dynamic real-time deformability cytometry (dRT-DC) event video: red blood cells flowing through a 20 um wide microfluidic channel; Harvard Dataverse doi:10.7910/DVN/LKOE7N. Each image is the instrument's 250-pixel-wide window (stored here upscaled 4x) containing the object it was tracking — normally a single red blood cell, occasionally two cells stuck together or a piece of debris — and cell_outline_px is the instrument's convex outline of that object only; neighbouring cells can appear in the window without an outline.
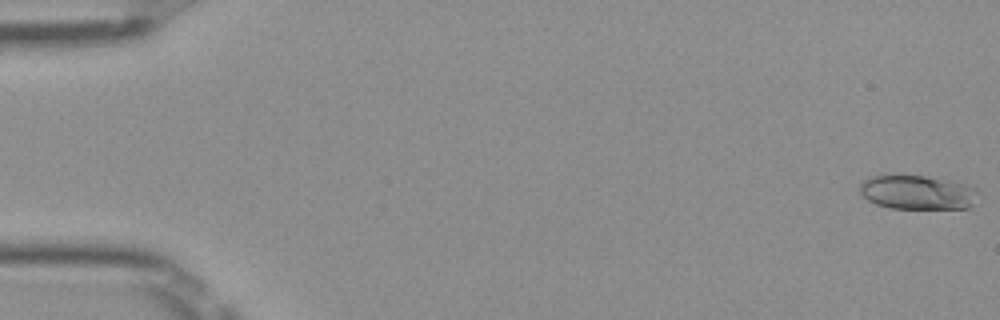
{"species": "Egyptian fruit bat (a non-hibernating species)", "species_latin": "Rousettus aegyptiacus", "temperature_condition": "room temperature", "stored_images_in_passage": 51, "camera_frame_rate_fps": 3000, "um_per_image_px": 0.085, "frame": {"image": 1, "passage_image": 1, "time_ms": 0.0, "image_size_px": [1000, 320], "cell_outline_px": [[976, 188], [968, 208], [888, 208], [876, 204], [868, 200], [860, 192], [860, 184], [868, 176], [924, 176], [960, 180]], "centroid_in_image_um": [77.95, 16.33], "position_along_channel_um": 7.0, "area_um2": 23.35}}
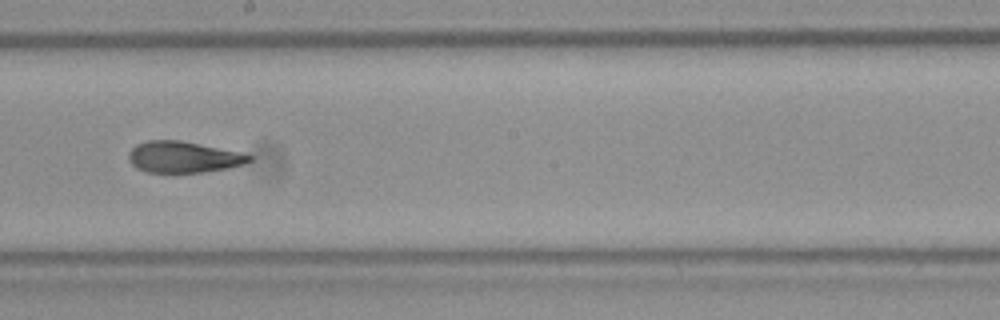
{"frame": {"image": 2, "passage_image": 29, "time_ms": 9.333, "image_size_px": [1000, 320], "cell_outline_px": [[252, 160], [244, 164], [228, 168], [200, 172], [144, 172], [136, 168], [128, 160], [128, 152], [136, 144], [148, 140], [180, 140], [240, 152], [252, 156]], "centroid_in_image_um": [15.55, 13.34], "position_along_channel_um": 232.7, "area_um2": 21.96}}
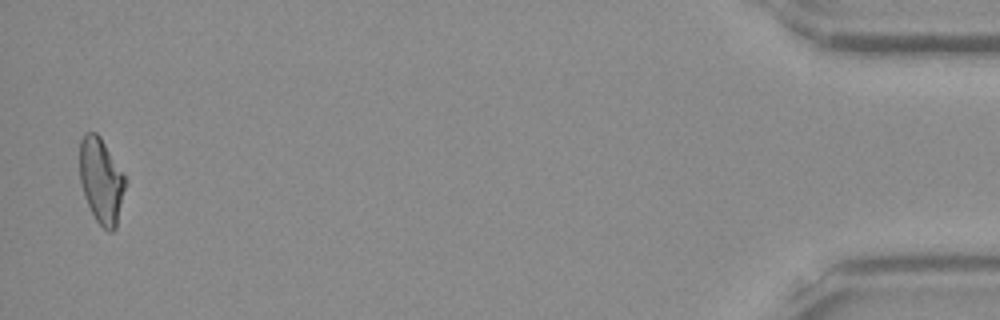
{"frame": {"image": 3, "passage_image": 50, "time_ms": 16.333, "image_size_px": [1000, 320], "cell_outline_px": [[124, 188], [116, 228], [112, 232], [108, 232], [96, 220], [84, 196], [80, 180], [80, 140], [84, 132], [96, 132], [100, 136], [124, 176]], "centroid_in_image_um": [8.57, 15.34], "position_along_channel_um": 426.6, "area_um2": 22.14}, "authors_computed_cell_mechanics": {"area_um2": 22.7154, "velocity_mm_per_s": 4.0332, "shape_relaxation_time_tau1_ms": 9.0478, "shape_relaxation_time_tau2_ms": 1.9525, "deformation_change_tau1": 0.2381, "deformation_change_tau2": 0.0887}}